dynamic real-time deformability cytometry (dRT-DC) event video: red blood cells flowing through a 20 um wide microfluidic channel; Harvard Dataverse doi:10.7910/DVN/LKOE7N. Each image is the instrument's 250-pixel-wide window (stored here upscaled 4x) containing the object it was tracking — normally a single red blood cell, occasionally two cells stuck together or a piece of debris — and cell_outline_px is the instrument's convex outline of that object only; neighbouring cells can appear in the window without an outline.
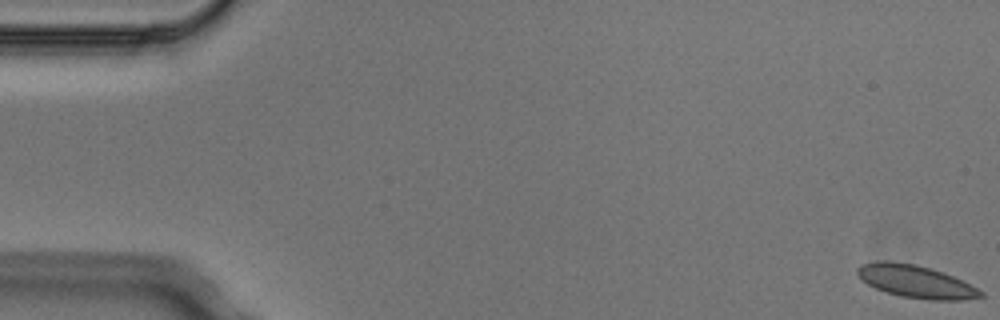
{"species": "Egyptian fruit bat (a non-hibernating species)", "species_latin": "Rousettus aegyptiacus", "temperature_condition": "cold", "stored_images_in_passage": 4, "camera_frame_rate_fps": 3000, "um_per_image_px": 0.085, "animal": {"sex": "male"}, "frame": {"image": 1, "passage_image": 1, "time_ms": 0.0, "image_size_px": [1000, 320], "cell_outline_px": [[984, 296], [964, 300], [928, 300], [900, 296], [876, 288], [868, 284], [856, 272], [856, 268], [860, 264], [880, 260], [888, 260], [916, 264], [932, 268], [944, 272], [984, 292]], "centroid_in_image_um": [77.83, 23.91], "position_along_channel_um": 7.2, "area_um2": 23.41}}
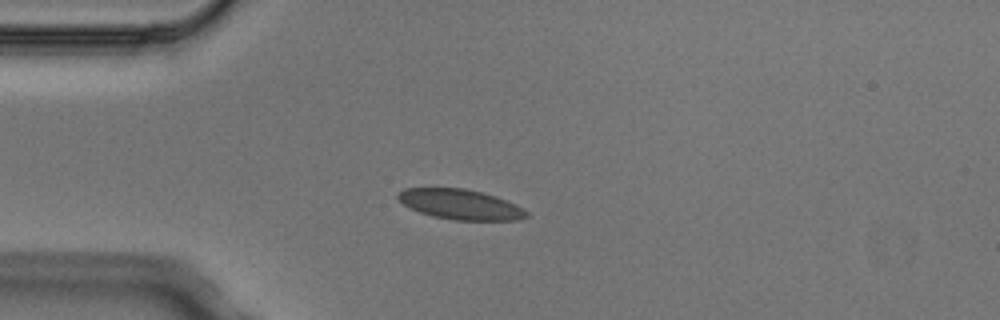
{"frame": {"image": 2, "passage_image": 4, "time_ms": 1.0, "image_size_px": [1000, 320], "cell_outline_px": [[528, 216], [520, 220], [452, 220], [432, 216], [408, 208], [396, 196], [404, 188], [464, 188], [496, 196], [516, 204], [524, 208], [528, 212]], "centroid_in_image_um": [39.15, 17.38], "position_along_channel_um": 45.8, "area_um2": 22.6}}